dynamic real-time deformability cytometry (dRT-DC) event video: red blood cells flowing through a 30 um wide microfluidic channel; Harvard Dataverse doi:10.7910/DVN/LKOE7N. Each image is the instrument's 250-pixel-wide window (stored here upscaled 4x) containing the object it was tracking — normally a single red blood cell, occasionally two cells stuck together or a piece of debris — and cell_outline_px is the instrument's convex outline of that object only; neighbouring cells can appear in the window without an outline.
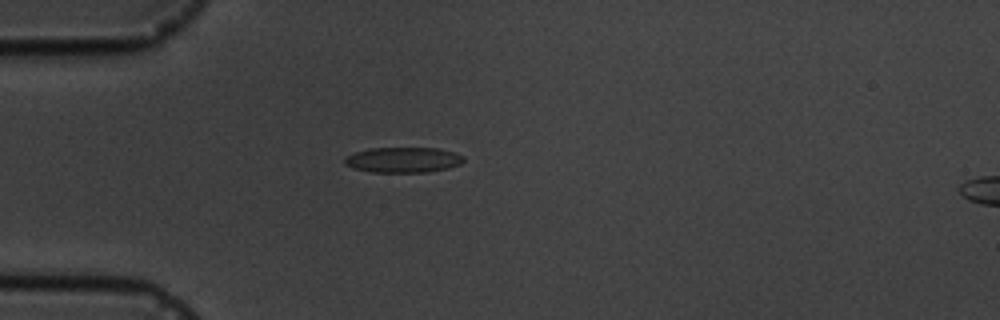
{"species": "common noctule bat (a hibernating species)", "species_latin": "Nyctalus noctula", "temperature_condition": "cold", "stored_images_in_passage": 1, "camera_frame_rate_fps": 3000, "um_per_image_px": 0.085, "animal": {"sex": "male", "body_mass_g": 19.5, "forearm_length_mm": 54.6}, "frame": {"image": 1, "passage_image": 1, "time_ms": 0.0, "image_size_px": [1000, 320], "cell_outline_px": [[464, 160], [460, 164], [448, 168], [428, 172], [372, 172], [352, 168], [344, 164], [344, 156], [368, 148], [440, 148], [456, 152], [464, 156]], "centroid_in_image_um": [34.27, 13.58], "position_along_channel_um": 50.7, "area_um2": 17.8}}